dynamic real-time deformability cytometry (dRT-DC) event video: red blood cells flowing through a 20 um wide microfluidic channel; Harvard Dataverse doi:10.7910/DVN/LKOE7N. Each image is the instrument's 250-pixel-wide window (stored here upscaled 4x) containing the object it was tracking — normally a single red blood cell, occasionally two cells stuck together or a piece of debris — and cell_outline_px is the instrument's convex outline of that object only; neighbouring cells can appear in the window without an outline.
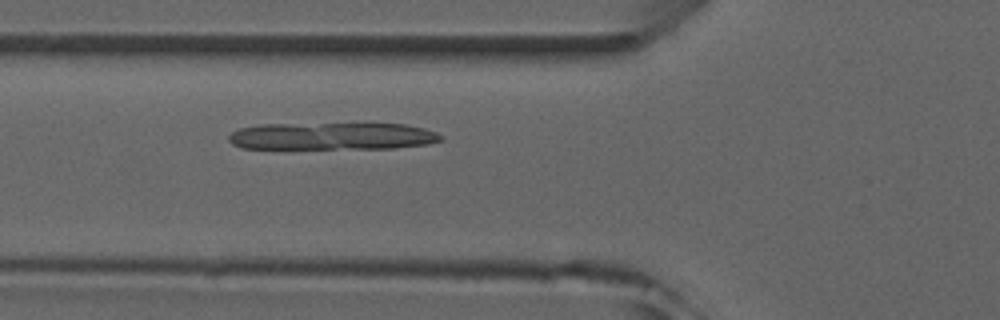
{"species": "common noctule bat (a hibernating species)", "species_latin": "Nyctalus noctula", "temperature_condition": "room temperature", "stored_images_in_passage": 6, "camera_frame_rate_fps": 3000, "um_per_image_px": 0.085, "animal": {"sex": "male", "forearm_length_mm": 52.5}, "frame": {"image": 1, "passage_image": 6, "time_ms": 5.667, "image_size_px": [1000, 320], "cell_outline_px": [[444, 140], [428, 144], [396, 148], [240, 148], [232, 144], [228, 140], [228, 136], [232, 132], [240, 128], [264, 124], [364, 120], [404, 124], [424, 128], [436, 132], [444, 136]], "centroid_in_image_um": [28.33, 11.51], "position_along_channel_um": 97.5, "area_um2": 35.66}}